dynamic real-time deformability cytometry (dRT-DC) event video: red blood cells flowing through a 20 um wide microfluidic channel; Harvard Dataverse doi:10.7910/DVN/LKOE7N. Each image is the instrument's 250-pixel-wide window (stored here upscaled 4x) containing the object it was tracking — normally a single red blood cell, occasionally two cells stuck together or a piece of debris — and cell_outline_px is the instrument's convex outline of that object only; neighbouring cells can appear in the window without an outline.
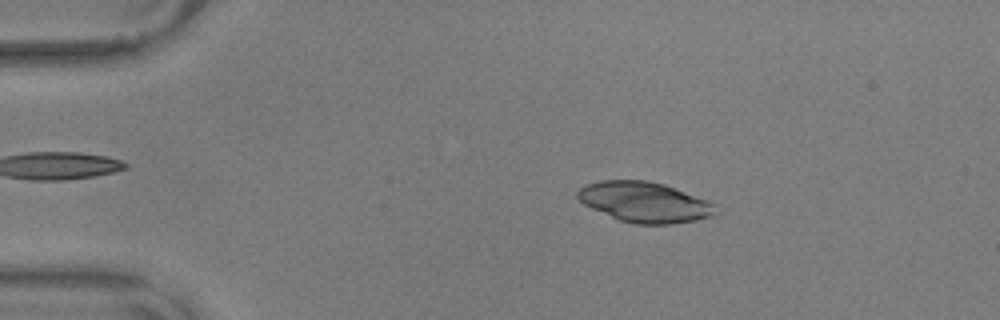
{"species": "common noctule bat (a hibernating species)", "species_latin": "Nyctalus noctula", "temperature_condition": "warm", "stored_images_in_passage": 49, "camera_frame_rate_fps": 3000, "um_per_image_px": 0.085, "animal": {"sex": "male", "body_mass_g": 17.9, "forearm_length_mm": 54.2}, "frame": {"image": 1, "passage_image": 4, "time_ms": 1.0, "image_size_px": [1000, 320], "cell_outline_px": [[716, 212], [712, 216], [696, 220], [668, 224], [636, 224], [620, 220], [592, 208], [584, 204], [576, 196], [576, 192], [584, 184], [600, 180], [648, 180], [664, 184], [708, 200], [716, 204]], "centroid_in_image_um": [54.79, 17.16], "position_along_channel_um": 30.2, "area_um2": 32.43}}